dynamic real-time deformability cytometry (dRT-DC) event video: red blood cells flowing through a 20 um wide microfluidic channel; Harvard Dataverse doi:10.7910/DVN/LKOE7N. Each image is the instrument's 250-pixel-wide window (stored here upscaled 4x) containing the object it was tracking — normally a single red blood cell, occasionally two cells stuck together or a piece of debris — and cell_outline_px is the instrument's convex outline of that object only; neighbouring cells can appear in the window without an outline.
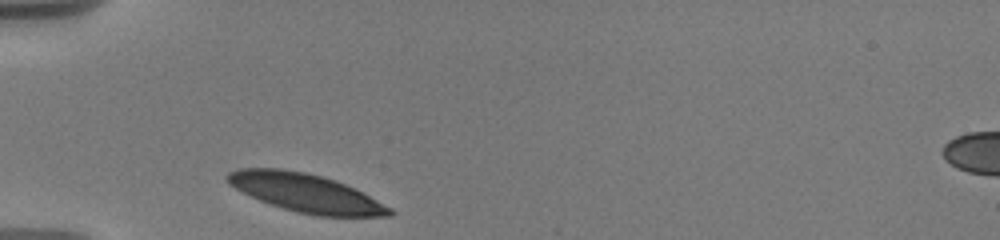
{"species": "human", "species_latin": "Homo sapiens", "temperature_condition": "warm", "stored_images_in_passage": 2, "camera_frame_rate_fps": 3000, "um_per_image_px": 0.085, "donor": {"sex": "male"}, "frame": {"image": 1, "passage_image": 1, "time_ms": 0.0, "image_size_px": [1000, 240], "cell_outline_px": [[396, 212], [392, 216], [316, 216], [296, 212], [260, 200], [228, 184], [224, 180], [224, 176], [228, 172], [240, 168], [280, 168], [304, 172], [320, 176], [344, 184], [392, 208]], "centroid_in_image_um": [25.95, 16.4], "position_along_channel_um": 59.0, "area_um2": 35.78}}
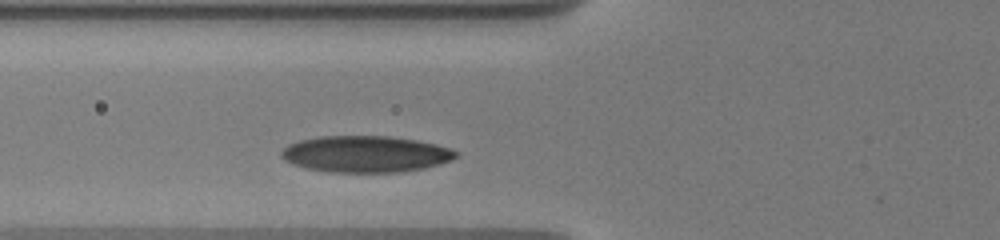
{"frame": {"image": 2, "passage_image": 2, "time_ms": 1.333, "image_size_px": [1000, 240], "cell_outline_px": [[460, 156], [452, 160], [440, 164], [424, 168], [400, 172], [328, 172], [304, 168], [292, 164], [284, 160], [280, 156], [280, 152], [288, 144], [300, 140], [320, 136], [388, 136], [416, 140], [436, 144], [460, 152]], "centroid_in_image_um": [31.07, 13.1], "position_along_channel_um": 94.7, "area_um2": 37.4}}